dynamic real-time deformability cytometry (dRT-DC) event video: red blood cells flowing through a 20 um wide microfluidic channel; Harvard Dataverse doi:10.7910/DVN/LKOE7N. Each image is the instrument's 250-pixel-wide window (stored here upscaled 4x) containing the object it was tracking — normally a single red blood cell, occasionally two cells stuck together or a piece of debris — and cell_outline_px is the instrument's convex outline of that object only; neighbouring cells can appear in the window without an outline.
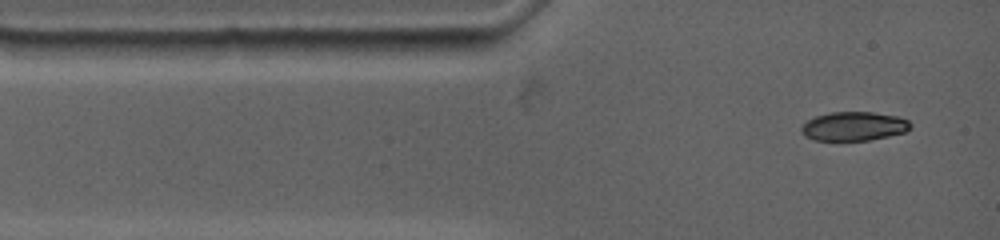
{"species": "common noctule bat (a hibernating species)", "species_latin": "Nyctalus noctula", "temperature_condition": "warm", "stored_images_in_passage": 4, "camera_frame_rate_fps": 4500, "um_per_image_px": 0.085, "animal": {"sex": "female", "body_mass_g": 19.0, "forearm_length_mm": 53.3}, "frame": {"image": 1, "passage_image": 1, "time_ms": 0.0, "image_size_px": [1000, 240], "cell_outline_px": [[912, 128], [904, 132], [888, 136], [868, 140], [812, 140], [804, 136], [800, 132], [800, 128], [808, 120], [816, 116], [828, 112], [872, 112], [900, 116], [908, 120], [912, 124]], "centroid_in_image_um": [72.58, 10.72], "position_along_channel_um": 12.4, "area_um2": 18.55}}
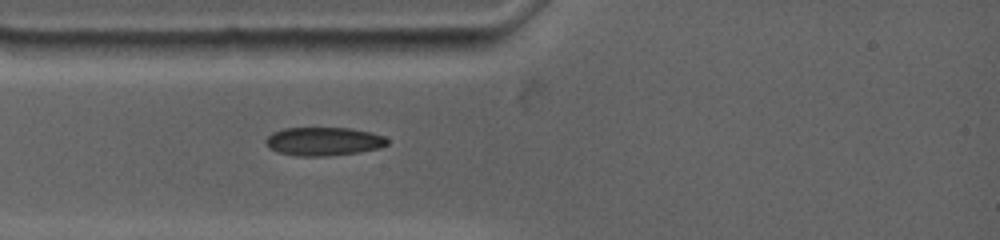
{"frame": {"image": 2, "passage_image": 4, "time_ms": 2.0, "image_size_px": [1000, 240], "cell_outline_px": [[388, 144], [380, 148], [360, 152], [328, 156], [296, 156], [276, 152], [268, 148], [264, 140], [272, 132], [284, 128], [352, 128], [372, 132], [384, 136], [388, 140]], "centroid_in_image_um": [27.5, 12.02], "position_along_channel_um": 57.5, "area_um2": 20.46}}